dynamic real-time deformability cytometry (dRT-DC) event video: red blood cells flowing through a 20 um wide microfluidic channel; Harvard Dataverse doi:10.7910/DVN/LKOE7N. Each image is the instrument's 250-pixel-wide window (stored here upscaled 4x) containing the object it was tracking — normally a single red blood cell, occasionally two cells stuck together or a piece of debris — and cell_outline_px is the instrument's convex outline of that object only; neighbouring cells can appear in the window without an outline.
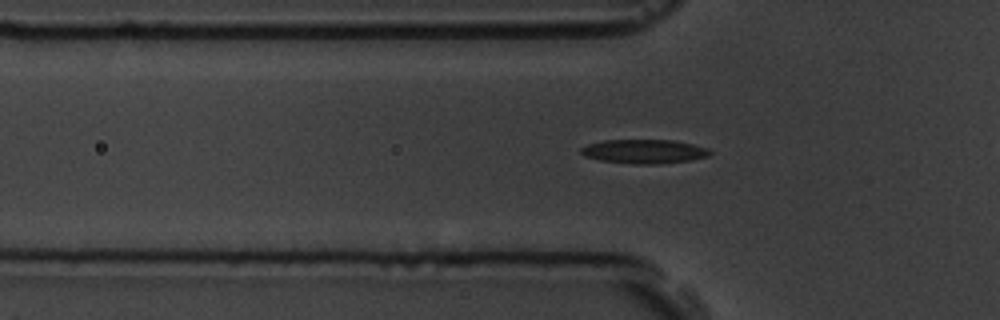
{"species": "common noctule bat (a hibernating species)", "species_latin": "Nyctalus noctula", "temperature_condition": "room temperature", "stored_images_in_passage": 34, "camera_frame_rate_fps": 3000, "um_per_image_px": 0.085, "animal": {"sex": "male", "body_mass_g": 19.5, "forearm_length_mm": 54.6}, "frame": {"image": 1, "passage_image": 3, "time_ms": 0.667, "image_size_px": [1000, 320], "cell_outline_px": [[712, 152], [708, 156], [692, 160], [660, 164], [632, 164], [600, 160], [584, 156], [580, 152], [580, 148], [588, 144], [604, 140], [672, 140], [692, 144], [708, 148]], "centroid_in_image_um": [54.75, 12.88], "position_along_channel_um": 71.0, "area_um2": 18.15}}
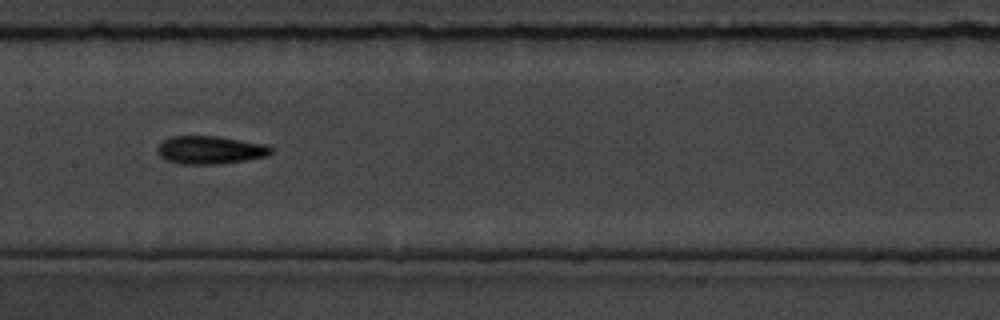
{"frame": {"image": 2, "passage_image": 13, "time_ms": 4.0, "image_size_px": [1000, 320], "cell_outline_px": [[272, 152], [268, 156], [220, 164], [180, 164], [164, 160], [160, 156], [156, 148], [168, 136], [216, 136], [264, 144], [272, 148]], "centroid_in_image_um": [17.82, 12.75], "position_along_channel_um": 189.6, "area_um2": 18.55}}
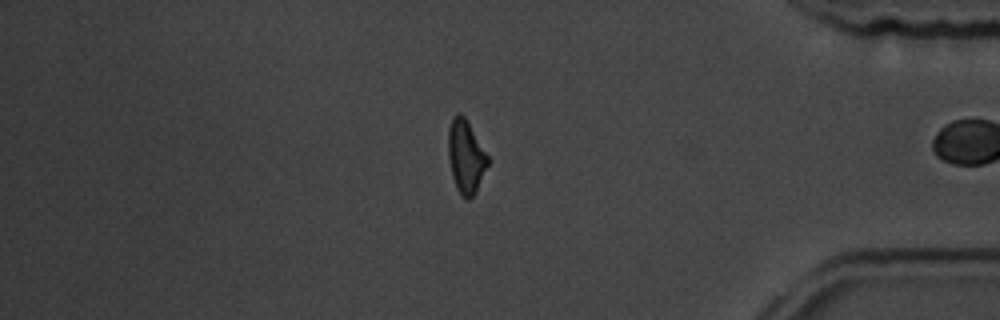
{"frame": {"image": 3, "passage_image": 33, "time_ms": 10.667, "image_size_px": [1000, 320], "cell_outline_px": [[488, 164], [476, 192], [468, 200], [456, 188], [452, 176], [448, 156], [448, 128], [452, 116], [456, 112], [460, 112], [464, 116], [488, 156]], "centroid_in_image_um": [39.57, 13.28], "position_along_channel_um": 395.6, "area_um2": 16.7}, "authors_computed_cell_mechanics": {"area_um2": 17.9469, "velocity_mm_per_s": 3.543, "shape_relaxation_time_tau1_ms": 4.2145, "shape_relaxation_time_tau2_ms": 3.0331, "deformation_change_tau1": 0.1466, "deformation_change_tau2": 0.1015}}